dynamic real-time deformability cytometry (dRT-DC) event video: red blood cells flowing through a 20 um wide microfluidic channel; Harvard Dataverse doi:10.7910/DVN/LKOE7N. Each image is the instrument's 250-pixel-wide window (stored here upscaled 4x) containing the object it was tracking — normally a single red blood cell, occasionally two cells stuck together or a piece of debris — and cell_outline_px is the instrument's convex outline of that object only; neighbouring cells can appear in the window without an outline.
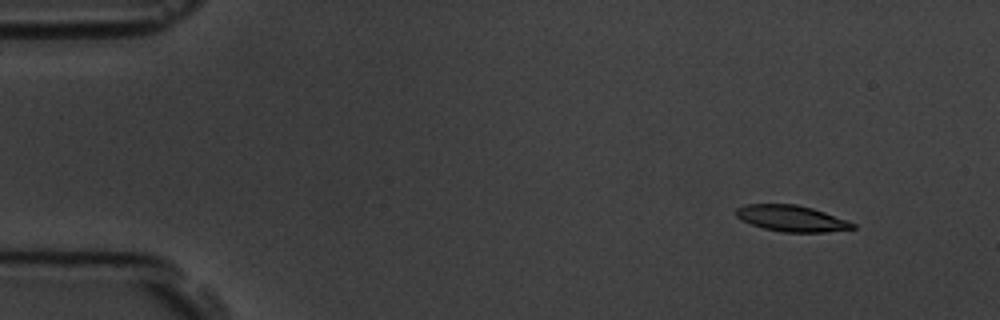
{"species": "common noctule bat (a hibernating species)", "species_latin": "Nyctalus noctula", "temperature_condition": "room temperature", "stored_images_in_passage": 5, "segment_of_instrument_passage": [2, 2], "camera_frame_rate_fps": 3000, "um_per_image_px": 0.085, "animal": {"sex": "male", "body_mass_g": 19.5, "forearm_length_mm": 54.6}, "frame": {"image": 1, "passage_image": 5, "time_ms": 5.667, "image_size_px": [1000, 320], "cell_outline_px": [[856, 228], [824, 232], [784, 232], [764, 228], [752, 224], [736, 216], [736, 208], [744, 204], [796, 204], [812, 208], [824, 212], [856, 224]], "centroid_in_image_um": [67.27, 18.56], "position_along_channel_um": 17.7, "area_um2": 17.51}}